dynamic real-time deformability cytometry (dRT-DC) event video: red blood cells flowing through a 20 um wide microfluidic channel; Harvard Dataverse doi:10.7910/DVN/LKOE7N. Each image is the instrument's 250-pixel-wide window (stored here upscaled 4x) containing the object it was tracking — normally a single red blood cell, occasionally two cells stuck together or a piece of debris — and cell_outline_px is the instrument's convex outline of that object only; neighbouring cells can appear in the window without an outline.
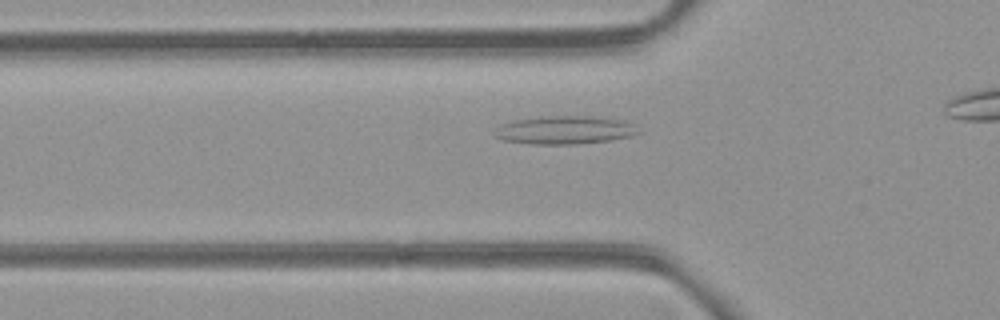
{"species": "common noctule bat (a hibernating species)", "species_latin": "Nyctalus noctula", "temperature_condition": "room temperature", "stored_images_in_passage": 31, "camera_frame_rate_fps": 3000, "um_per_image_px": 0.085, "animal": {"sex": "female", "body_mass_g": 21.9}, "frame": {"image": 1, "passage_image": 16, "time_ms": 5.0, "image_size_px": [1000, 320], "cell_outline_px": [[640, 132], [632, 136], [608, 140], [576, 144], [532, 144], [504, 140], [492, 136], [492, 132], [500, 124], [512, 120], [540, 116], [592, 116], [620, 120], [636, 124]], "centroid_in_image_um": [47.95, 11.04], "position_along_channel_um": 77.8, "area_um2": 23.87}}
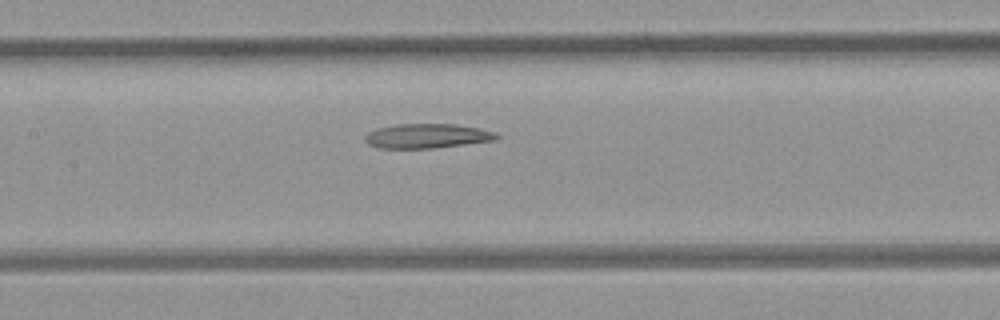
{"frame": {"image": 2, "passage_image": 23, "time_ms": 7.333, "image_size_px": [1000, 320], "cell_outline_px": [[500, 136], [496, 140], [432, 148], [380, 148], [368, 144], [364, 140], [364, 136], [368, 132], [376, 128], [396, 124], [456, 124], [480, 128], [496, 132]], "centroid_in_image_um": [36.29, 11.55], "position_along_channel_um": 171.1, "area_um2": 18.84}}
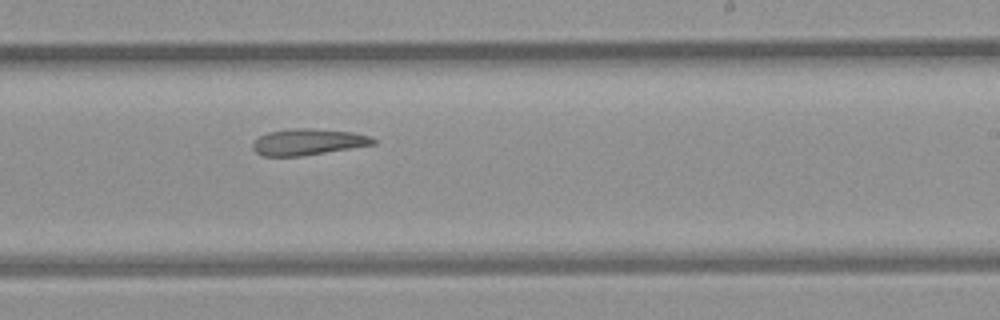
{"frame": {"image": 3, "passage_image": 30, "time_ms": 9.667, "image_size_px": [1000, 320], "cell_outline_px": [[376, 144], [300, 156], [264, 156], [256, 152], [252, 148], [252, 144], [260, 136], [268, 132], [292, 128], [308, 128], [352, 132], [372, 136], [376, 140]], "centroid_in_image_um": [26.19, 12.06], "position_along_channel_um": 262.8, "area_um2": 18.32}}